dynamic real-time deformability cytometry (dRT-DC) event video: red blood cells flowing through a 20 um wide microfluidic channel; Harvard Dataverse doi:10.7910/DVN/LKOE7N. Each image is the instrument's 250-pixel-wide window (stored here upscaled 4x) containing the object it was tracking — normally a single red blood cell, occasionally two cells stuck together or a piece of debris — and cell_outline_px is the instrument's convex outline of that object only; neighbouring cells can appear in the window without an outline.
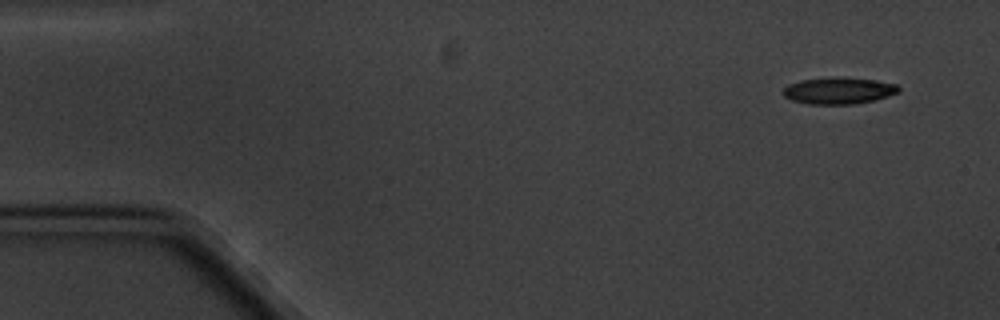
{"species": "common noctule bat (a hibernating species)", "species_latin": "Nyctalus noctula", "temperature_condition": "cold", "stored_images_in_passage": 4, "camera_frame_rate_fps": 3000, "um_per_image_px": 0.085, "animal": {"sex": "male", "body_mass_g": 20.1, "forearm_length_mm": 53.5}, "frame": {"image": 1, "passage_image": 1, "time_ms": 0.0, "image_size_px": [1000, 320], "cell_outline_px": [[900, 92], [876, 100], [852, 104], [808, 104], [792, 100], [784, 96], [780, 92], [788, 84], [800, 80], [832, 76], [840, 76], [876, 80], [896, 84], [900, 88]], "centroid_in_image_um": [71.27, 7.69], "position_along_channel_um": 13.7, "area_um2": 18.32}}
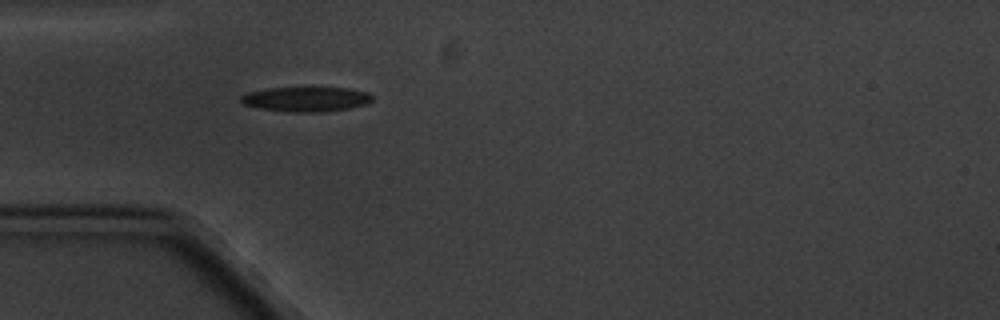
{"frame": {"image": 2, "passage_image": 4, "time_ms": 4.333, "image_size_px": [1000, 320], "cell_outline_px": [[372, 100], [368, 104], [348, 108], [320, 112], [296, 112], [260, 108], [244, 104], [240, 100], [240, 96], [248, 92], [268, 88], [348, 88], [368, 92], [372, 96]], "centroid_in_image_um": [26.04, 8.42], "position_along_channel_um": 59.0, "area_um2": 18.73}}